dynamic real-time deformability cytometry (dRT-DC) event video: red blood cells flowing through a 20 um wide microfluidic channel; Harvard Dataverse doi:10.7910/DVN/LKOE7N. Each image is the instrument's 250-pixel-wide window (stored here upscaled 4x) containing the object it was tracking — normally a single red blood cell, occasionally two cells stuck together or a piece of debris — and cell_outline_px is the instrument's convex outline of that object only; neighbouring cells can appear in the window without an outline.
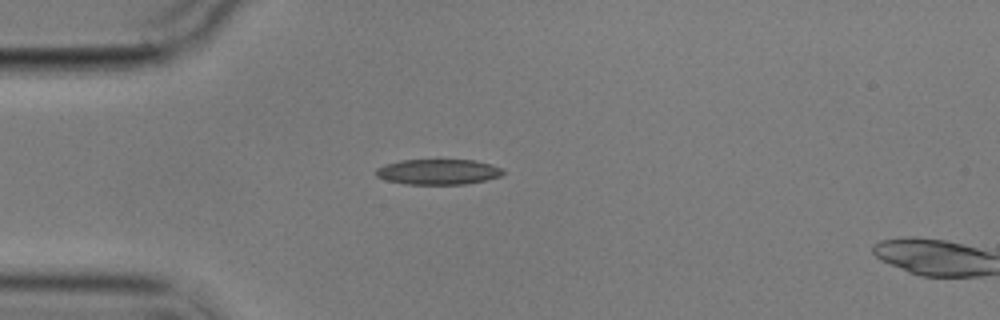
{"species": "common noctule bat (a hibernating species)", "species_latin": "Nyctalus noctula", "temperature_condition": "cold", "stored_images_in_passage": 2, "segment_of_instrument_passage": [1, 2], "camera_frame_rate_fps": 3000, "um_per_image_px": 0.085, "animal": {"sex": "male", "body_mass_g": 17.9}, "frame": {"image": 1, "passage_image": 1, "time_ms": 0.0, "image_size_px": [1000, 320], "cell_outline_px": [[504, 172], [500, 176], [484, 180], [464, 184], [404, 184], [384, 180], [376, 176], [376, 168], [384, 164], [400, 160], [440, 156], [476, 160], [500, 168]], "centroid_in_image_um": [37.17, 14.54], "position_along_channel_um": 47.8, "area_um2": 19.83}}